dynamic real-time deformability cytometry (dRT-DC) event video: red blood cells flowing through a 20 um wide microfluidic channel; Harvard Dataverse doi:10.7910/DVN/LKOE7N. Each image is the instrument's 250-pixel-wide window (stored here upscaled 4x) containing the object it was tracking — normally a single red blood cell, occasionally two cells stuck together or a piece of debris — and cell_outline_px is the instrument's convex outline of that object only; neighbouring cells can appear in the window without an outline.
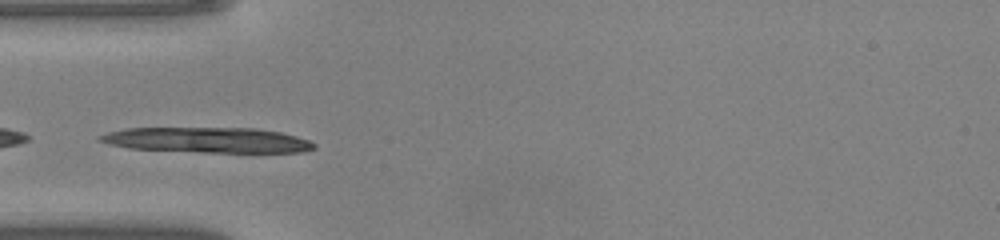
{"species": "common noctule bat (a hibernating species)", "species_latin": "Nyctalus noctula", "temperature_condition": "warm", "stored_images_in_passage": 43, "camera_frame_rate_fps": 3000, "um_per_image_px": 0.085, "animal": {"sex": "male", "body_mass_g": 20.0, "forearm_length_mm": 53.3}, "frame": {"image": 1, "passage_image": 9, "time_ms": 2.667, "image_size_px": [1000, 240], "cell_outline_px": [[316, 148], [304, 152], [204, 152], [128, 148], [108, 144], [96, 140], [96, 136], [108, 132], [124, 128], [256, 128], [280, 132], [296, 136], [308, 140], [316, 144]], "centroid_in_image_um": [17.6, 11.9], "position_along_channel_um": 67.4, "area_um2": 31.67}}
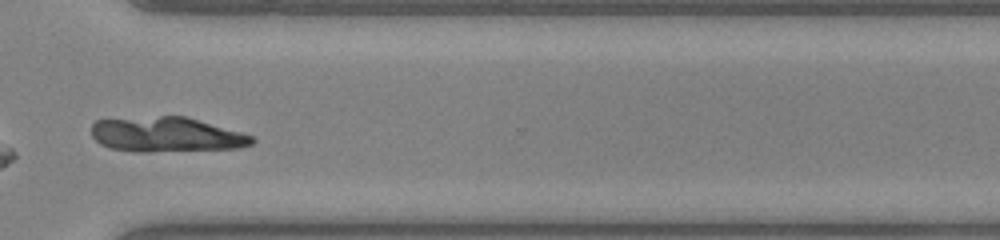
{"frame": {"image": 2, "passage_image": 30, "time_ms": 9.667, "image_size_px": [1000, 240], "cell_outline_px": [[256, 140], [252, 144], [240, 148], [148, 152], [136, 152], [112, 148], [100, 144], [92, 136], [92, 124], [96, 120], [160, 116], [184, 116], [240, 132], [252, 136]], "centroid_in_image_um": [14.14, 11.45], "position_along_channel_um": 356.5, "area_um2": 32.43}}
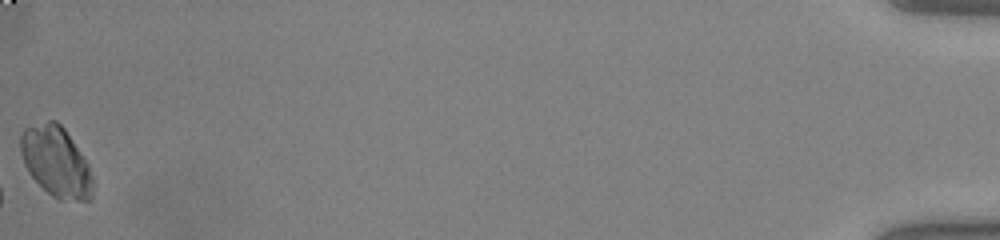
{"frame": {"image": 3, "passage_image": 43, "time_ms": 14.0, "image_size_px": [1000, 240], "cell_outline_px": [[92, 200], [60, 200], [52, 196], [28, 172], [24, 164], [20, 152], [20, 136], [24, 128], [48, 120], [56, 120], [64, 128], [88, 164], [92, 176]], "centroid_in_image_um": [4.75, 13.73], "position_along_channel_um": 430.4, "area_um2": 29.36}}